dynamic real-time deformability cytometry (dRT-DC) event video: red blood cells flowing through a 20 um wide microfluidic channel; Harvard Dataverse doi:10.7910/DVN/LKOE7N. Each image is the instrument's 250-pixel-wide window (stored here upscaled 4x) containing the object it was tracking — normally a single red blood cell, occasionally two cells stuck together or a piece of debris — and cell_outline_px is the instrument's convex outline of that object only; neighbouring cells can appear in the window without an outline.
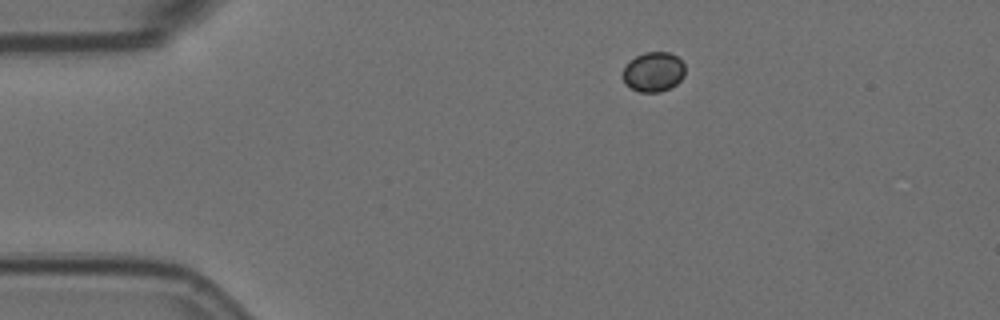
{"species": "Egyptian fruit bat (a non-hibernating species)", "species_latin": "Rousettus aegyptiacus", "temperature_condition": "room temperature", "stored_images_in_passage": 5, "camera_frame_rate_fps": 3000, "um_per_image_px": 0.085, "animal": {"sex": "female"}, "frame": {"image": 1, "passage_image": 1, "time_ms": 0.0, "image_size_px": [1000, 320], "cell_outline_px": [[684, 76], [676, 84], [660, 92], [640, 92], [624, 84], [624, 68], [636, 56], [644, 52], [668, 52], [676, 56], [684, 64]], "centroid_in_image_um": [55.56, 6.11], "position_along_channel_um": 29.4, "area_um2": 14.16}}
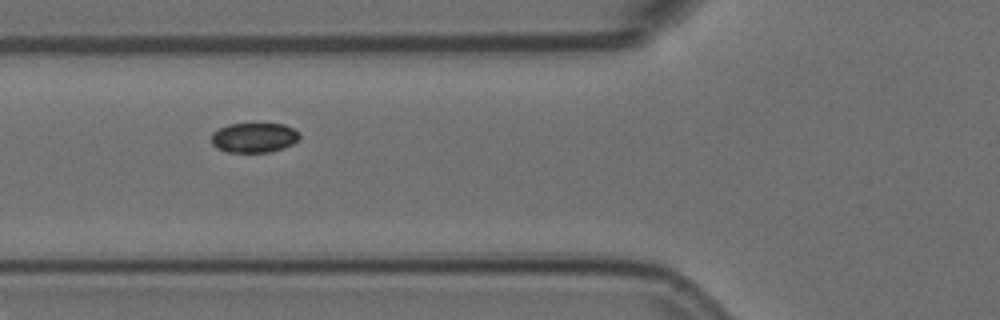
{"frame": {"image": 2, "passage_image": 4, "time_ms": 1.0, "image_size_px": [1000, 320], "cell_outline_px": [[300, 136], [292, 144], [268, 152], [228, 152], [216, 148], [212, 144], [212, 132], [228, 124], [284, 124], [300, 132]], "centroid_in_image_um": [21.57, 11.69], "position_along_channel_um": 104.2, "area_um2": 15.14}}
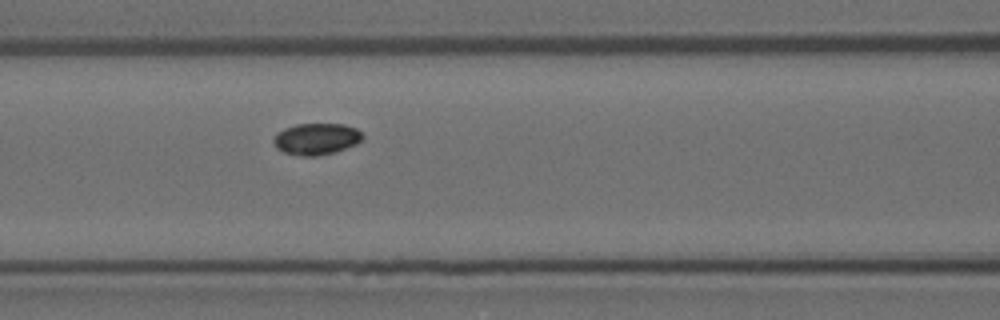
{"frame": {"image": 3, "passage_image": 5, "time_ms": 1.333, "image_size_px": [1000, 320], "cell_outline_px": [[364, 136], [356, 144], [336, 152], [316, 156], [300, 156], [284, 152], [276, 148], [272, 140], [276, 132], [284, 128], [296, 124], [344, 124], [356, 128]], "centroid_in_image_um": [26.86, 11.81], "position_along_channel_um": 139.7, "area_um2": 16.47}}